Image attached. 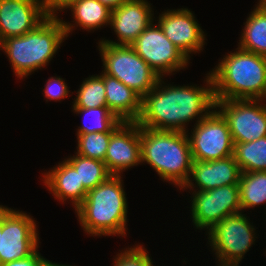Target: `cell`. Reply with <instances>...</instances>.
<instances>
[{"label":"cell","instance_id":"1","mask_svg":"<svg viewBox=\"0 0 266 266\" xmlns=\"http://www.w3.org/2000/svg\"><path fill=\"white\" fill-rule=\"evenodd\" d=\"M206 75V87L164 86L163 77H160L156 86L142 97L141 113L136 123L154 130L187 133V122L197 117L198 123L215 109L212 76L210 72Z\"/></svg>","mask_w":266,"mask_h":266},{"label":"cell","instance_id":"2","mask_svg":"<svg viewBox=\"0 0 266 266\" xmlns=\"http://www.w3.org/2000/svg\"><path fill=\"white\" fill-rule=\"evenodd\" d=\"M74 27L58 16H48L34 30L4 39L0 50L6 53L17 78L24 79L47 66Z\"/></svg>","mask_w":266,"mask_h":266},{"label":"cell","instance_id":"3","mask_svg":"<svg viewBox=\"0 0 266 266\" xmlns=\"http://www.w3.org/2000/svg\"><path fill=\"white\" fill-rule=\"evenodd\" d=\"M121 176L111 175L87 192L75 209L81 227L91 236L126 235L128 203Z\"/></svg>","mask_w":266,"mask_h":266},{"label":"cell","instance_id":"4","mask_svg":"<svg viewBox=\"0 0 266 266\" xmlns=\"http://www.w3.org/2000/svg\"><path fill=\"white\" fill-rule=\"evenodd\" d=\"M210 74L215 100H259L266 87V57L238 47Z\"/></svg>","mask_w":266,"mask_h":266},{"label":"cell","instance_id":"5","mask_svg":"<svg viewBox=\"0 0 266 266\" xmlns=\"http://www.w3.org/2000/svg\"><path fill=\"white\" fill-rule=\"evenodd\" d=\"M141 163L152 167L162 180L181 188L192 167L187 133L140 127Z\"/></svg>","mask_w":266,"mask_h":266},{"label":"cell","instance_id":"6","mask_svg":"<svg viewBox=\"0 0 266 266\" xmlns=\"http://www.w3.org/2000/svg\"><path fill=\"white\" fill-rule=\"evenodd\" d=\"M103 72L117 78L141 97L156 86L160 76L128 45L98 43Z\"/></svg>","mask_w":266,"mask_h":266},{"label":"cell","instance_id":"7","mask_svg":"<svg viewBox=\"0 0 266 266\" xmlns=\"http://www.w3.org/2000/svg\"><path fill=\"white\" fill-rule=\"evenodd\" d=\"M242 212L227 216L208 230L219 265L239 264L255 242V228Z\"/></svg>","mask_w":266,"mask_h":266},{"label":"cell","instance_id":"8","mask_svg":"<svg viewBox=\"0 0 266 266\" xmlns=\"http://www.w3.org/2000/svg\"><path fill=\"white\" fill-rule=\"evenodd\" d=\"M187 133L193 160L212 161L233 155L234 142L227 120L215 108Z\"/></svg>","mask_w":266,"mask_h":266},{"label":"cell","instance_id":"9","mask_svg":"<svg viewBox=\"0 0 266 266\" xmlns=\"http://www.w3.org/2000/svg\"><path fill=\"white\" fill-rule=\"evenodd\" d=\"M35 220L22 211L2 205L0 265L30 256L39 248Z\"/></svg>","mask_w":266,"mask_h":266},{"label":"cell","instance_id":"10","mask_svg":"<svg viewBox=\"0 0 266 266\" xmlns=\"http://www.w3.org/2000/svg\"><path fill=\"white\" fill-rule=\"evenodd\" d=\"M153 23L130 46L160 77L185 69L189 59Z\"/></svg>","mask_w":266,"mask_h":266},{"label":"cell","instance_id":"11","mask_svg":"<svg viewBox=\"0 0 266 266\" xmlns=\"http://www.w3.org/2000/svg\"><path fill=\"white\" fill-rule=\"evenodd\" d=\"M215 108L227 120L234 143L266 136V106L260 100H215Z\"/></svg>","mask_w":266,"mask_h":266},{"label":"cell","instance_id":"12","mask_svg":"<svg viewBox=\"0 0 266 266\" xmlns=\"http://www.w3.org/2000/svg\"><path fill=\"white\" fill-rule=\"evenodd\" d=\"M191 218L197 229L210 230L227 216L242 211L239 185H225L207 191H193Z\"/></svg>","mask_w":266,"mask_h":266},{"label":"cell","instance_id":"13","mask_svg":"<svg viewBox=\"0 0 266 266\" xmlns=\"http://www.w3.org/2000/svg\"><path fill=\"white\" fill-rule=\"evenodd\" d=\"M188 8L162 12L158 17L159 26L165 36L190 60V54L200 52L205 43V32Z\"/></svg>","mask_w":266,"mask_h":266},{"label":"cell","instance_id":"14","mask_svg":"<svg viewBox=\"0 0 266 266\" xmlns=\"http://www.w3.org/2000/svg\"><path fill=\"white\" fill-rule=\"evenodd\" d=\"M47 17L44 0H0V43L34 30Z\"/></svg>","mask_w":266,"mask_h":266},{"label":"cell","instance_id":"15","mask_svg":"<svg viewBox=\"0 0 266 266\" xmlns=\"http://www.w3.org/2000/svg\"><path fill=\"white\" fill-rule=\"evenodd\" d=\"M104 163L115 176L141 163L140 126L136 122H123L111 134Z\"/></svg>","mask_w":266,"mask_h":266},{"label":"cell","instance_id":"16","mask_svg":"<svg viewBox=\"0 0 266 266\" xmlns=\"http://www.w3.org/2000/svg\"><path fill=\"white\" fill-rule=\"evenodd\" d=\"M154 13L146 0H126L118 8L111 10L110 25L118 42L102 39L104 43L130 46L153 22ZM153 17V18H152Z\"/></svg>","mask_w":266,"mask_h":266},{"label":"cell","instance_id":"17","mask_svg":"<svg viewBox=\"0 0 266 266\" xmlns=\"http://www.w3.org/2000/svg\"><path fill=\"white\" fill-rule=\"evenodd\" d=\"M240 176L241 170L233 155L212 161L193 160L190 175L180 190H194L197 186L194 191H207L225 185H239Z\"/></svg>","mask_w":266,"mask_h":266},{"label":"cell","instance_id":"18","mask_svg":"<svg viewBox=\"0 0 266 266\" xmlns=\"http://www.w3.org/2000/svg\"><path fill=\"white\" fill-rule=\"evenodd\" d=\"M100 74L99 76L104 80L109 111L122 122H136L141 113L142 97L117 78L103 71Z\"/></svg>","mask_w":266,"mask_h":266},{"label":"cell","instance_id":"19","mask_svg":"<svg viewBox=\"0 0 266 266\" xmlns=\"http://www.w3.org/2000/svg\"><path fill=\"white\" fill-rule=\"evenodd\" d=\"M43 174V183L55 199L62 202L70 199L75 209L84 201L88 191L80 183L78 172L66 160Z\"/></svg>","mask_w":266,"mask_h":266},{"label":"cell","instance_id":"20","mask_svg":"<svg viewBox=\"0 0 266 266\" xmlns=\"http://www.w3.org/2000/svg\"><path fill=\"white\" fill-rule=\"evenodd\" d=\"M245 22L238 47L266 57V6H255Z\"/></svg>","mask_w":266,"mask_h":266},{"label":"cell","instance_id":"21","mask_svg":"<svg viewBox=\"0 0 266 266\" xmlns=\"http://www.w3.org/2000/svg\"><path fill=\"white\" fill-rule=\"evenodd\" d=\"M76 24L86 31L96 30L104 25H110L111 9L98 0H78L69 7Z\"/></svg>","mask_w":266,"mask_h":266},{"label":"cell","instance_id":"22","mask_svg":"<svg viewBox=\"0 0 266 266\" xmlns=\"http://www.w3.org/2000/svg\"><path fill=\"white\" fill-rule=\"evenodd\" d=\"M233 157L241 172L266 171V136L251 142L234 143Z\"/></svg>","mask_w":266,"mask_h":266},{"label":"cell","instance_id":"23","mask_svg":"<svg viewBox=\"0 0 266 266\" xmlns=\"http://www.w3.org/2000/svg\"><path fill=\"white\" fill-rule=\"evenodd\" d=\"M239 191L242 211L266 203V171L241 172Z\"/></svg>","mask_w":266,"mask_h":266},{"label":"cell","instance_id":"24","mask_svg":"<svg viewBox=\"0 0 266 266\" xmlns=\"http://www.w3.org/2000/svg\"><path fill=\"white\" fill-rule=\"evenodd\" d=\"M77 172L87 191L105 182L111 174L103 161L76 154L65 159Z\"/></svg>","mask_w":266,"mask_h":266},{"label":"cell","instance_id":"25","mask_svg":"<svg viewBox=\"0 0 266 266\" xmlns=\"http://www.w3.org/2000/svg\"><path fill=\"white\" fill-rule=\"evenodd\" d=\"M76 114H84L92 116V122L78 127L77 135L97 133V132H114L123 122L120 121L114 114H112L107 106L98 108H72Z\"/></svg>","mask_w":266,"mask_h":266},{"label":"cell","instance_id":"26","mask_svg":"<svg viewBox=\"0 0 266 266\" xmlns=\"http://www.w3.org/2000/svg\"><path fill=\"white\" fill-rule=\"evenodd\" d=\"M73 101V108H98L107 106L104 80L92 75L82 82Z\"/></svg>","mask_w":266,"mask_h":266},{"label":"cell","instance_id":"27","mask_svg":"<svg viewBox=\"0 0 266 266\" xmlns=\"http://www.w3.org/2000/svg\"><path fill=\"white\" fill-rule=\"evenodd\" d=\"M113 132H97L77 135V152L81 156L105 160L110 137Z\"/></svg>","mask_w":266,"mask_h":266},{"label":"cell","instance_id":"28","mask_svg":"<svg viewBox=\"0 0 266 266\" xmlns=\"http://www.w3.org/2000/svg\"><path fill=\"white\" fill-rule=\"evenodd\" d=\"M126 249V250H125ZM143 245L124 248L114 258L113 266H154L152 257ZM151 257V258H150Z\"/></svg>","mask_w":266,"mask_h":266},{"label":"cell","instance_id":"29","mask_svg":"<svg viewBox=\"0 0 266 266\" xmlns=\"http://www.w3.org/2000/svg\"><path fill=\"white\" fill-rule=\"evenodd\" d=\"M43 91L44 96L46 97V102L48 100L60 101L61 99L67 98L70 92L67 84L65 83V80L60 76L50 77L47 80Z\"/></svg>","mask_w":266,"mask_h":266},{"label":"cell","instance_id":"30","mask_svg":"<svg viewBox=\"0 0 266 266\" xmlns=\"http://www.w3.org/2000/svg\"><path fill=\"white\" fill-rule=\"evenodd\" d=\"M78 0H44L45 10L48 16H56L57 11H63L67 9L73 2Z\"/></svg>","mask_w":266,"mask_h":266},{"label":"cell","instance_id":"31","mask_svg":"<svg viewBox=\"0 0 266 266\" xmlns=\"http://www.w3.org/2000/svg\"><path fill=\"white\" fill-rule=\"evenodd\" d=\"M38 248L28 257L14 260L0 266H37L43 256L38 252Z\"/></svg>","mask_w":266,"mask_h":266},{"label":"cell","instance_id":"32","mask_svg":"<svg viewBox=\"0 0 266 266\" xmlns=\"http://www.w3.org/2000/svg\"><path fill=\"white\" fill-rule=\"evenodd\" d=\"M103 5H106L109 9L113 10L122 5L126 0H98Z\"/></svg>","mask_w":266,"mask_h":266},{"label":"cell","instance_id":"33","mask_svg":"<svg viewBox=\"0 0 266 266\" xmlns=\"http://www.w3.org/2000/svg\"><path fill=\"white\" fill-rule=\"evenodd\" d=\"M37 266H69V265H63L58 263H53L46 258H42ZM71 266V265H70Z\"/></svg>","mask_w":266,"mask_h":266},{"label":"cell","instance_id":"34","mask_svg":"<svg viewBox=\"0 0 266 266\" xmlns=\"http://www.w3.org/2000/svg\"><path fill=\"white\" fill-rule=\"evenodd\" d=\"M1 235H2V205H0V243H1Z\"/></svg>","mask_w":266,"mask_h":266},{"label":"cell","instance_id":"35","mask_svg":"<svg viewBox=\"0 0 266 266\" xmlns=\"http://www.w3.org/2000/svg\"><path fill=\"white\" fill-rule=\"evenodd\" d=\"M261 102L263 101V103H264V101H266V87H265V90H264V93H263V95L261 96V98L259 99ZM265 106H266V104H265Z\"/></svg>","mask_w":266,"mask_h":266},{"label":"cell","instance_id":"36","mask_svg":"<svg viewBox=\"0 0 266 266\" xmlns=\"http://www.w3.org/2000/svg\"><path fill=\"white\" fill-rule=\"evenodd\" d=\"M256 6H266V0H259Z\"/></svg>","mask_w":266,"mask_h":266},{"label":"cell","instance_id":"37","mask_svg":"<svg viewBox=\"0 0 266 266\" xmlns=\"http://www.w3.org/2000/svg\"><path fill=\"white\" fill-rule=\"evenodd\" d=\"M218 266H240L239 264H227V265H218Z\"/></svg>","mask_w":266,"mask_h":266}]
</instances>
